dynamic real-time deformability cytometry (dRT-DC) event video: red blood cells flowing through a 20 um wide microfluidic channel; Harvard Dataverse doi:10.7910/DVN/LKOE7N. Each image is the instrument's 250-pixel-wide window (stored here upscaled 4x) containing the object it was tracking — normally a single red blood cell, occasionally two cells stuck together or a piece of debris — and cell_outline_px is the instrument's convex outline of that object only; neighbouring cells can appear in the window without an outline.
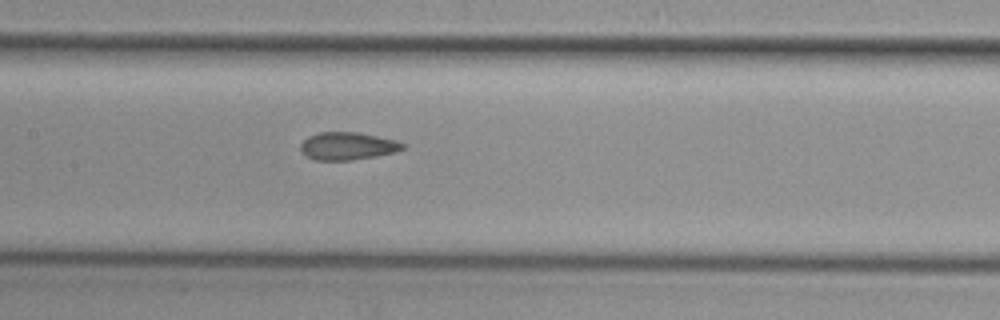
{"species": "common noctule bat (a hibernating species)", "species_latin": "Nyctalus noctula", "temperature_condition": "cold", "stored_images_in_passage": 8, "camera_frame_rate_fps": 3000, "um_per_image_px": 0.085, "animal": {"sex": "female", "body_mass_g": 29.2, "forearm_length_mm": 56.3}, "frame": {"image": 1, "passage_image": 8, "time_ms": 2.333, "image_size_px": [1000, 320], "cell_outline_px": [[408, 148], [396, 152], [376, 156], [352, 160], [316, 160], [308, 156], [300, 148], [300, 144], [308, 136], [320, 132], [360, 132], [396, 140], [408, 144]], "centroid_in_image_um": [29.63, 12.4], "position_along_channel_um": 177.8, "area_um2": 16.65}}